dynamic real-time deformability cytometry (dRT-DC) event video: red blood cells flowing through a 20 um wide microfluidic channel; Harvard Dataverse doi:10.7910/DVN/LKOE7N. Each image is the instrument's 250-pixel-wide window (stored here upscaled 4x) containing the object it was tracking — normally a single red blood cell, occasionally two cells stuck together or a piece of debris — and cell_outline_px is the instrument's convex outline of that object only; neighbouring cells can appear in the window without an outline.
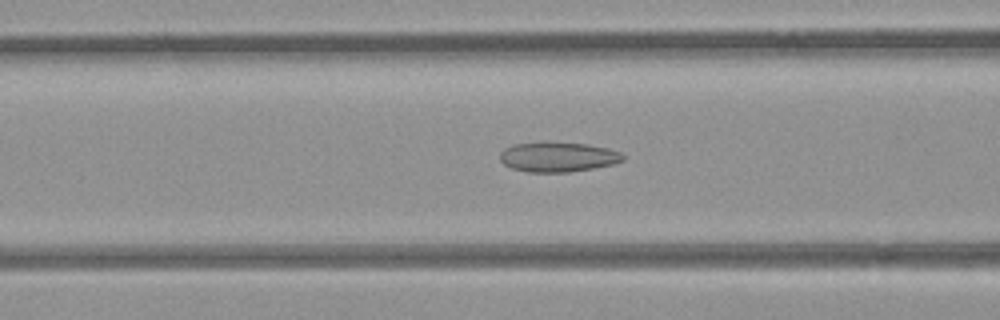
{"species": "common noctule bat (a hibernating species)", "species_latin": "Nyctalus noctula", "temperature_condition": "room temperature", "stored_images_in_passage": 54, "camera_frame_rate_fps": 3000, "um_per_image_px": 0.085, "animal": {"sex": "female", "body_mass_g": 21.9}, "frame": {"image": 1, "passage_image": 22, "time_ms": 7.0, "image_size_px": [1000, 320], "cell_outline_px": [[624, 160], [612, 164], [592, 168], [568, 172], [528, 172], [512, 168], [504, 164], [500, 160], [500, 152], [504, 148], [512, 144], [540, 140], [544, 140], [588, 144], [608, 148], [620, 152], [624, 156]], "centroid_in_image_um": [47.37, 13.3], "position_along_channel_um": 119.2, "area_um2": 21.91}}
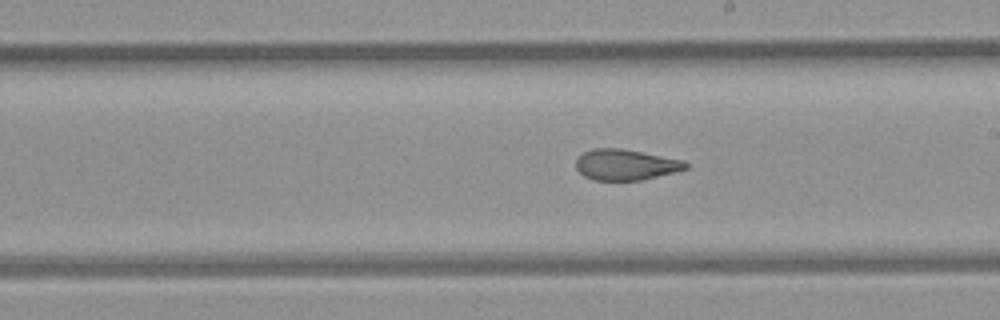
{"frame": {"image": 2, "passage_image": 31, "time_ms": 10.0, "image_size_px": [1000, 320], "cell_outline_px": [[688, 168], [640, 180], [592, 180], [584, 176], [576, 168], [576, 160], [584, 152], [592, 148], [620, 148], [684, 160], [688, 164]], "centroid_in_image_um": [53.15, 13.99], "position_along_channel_um": 235.9, "area_um2": 19.48}}
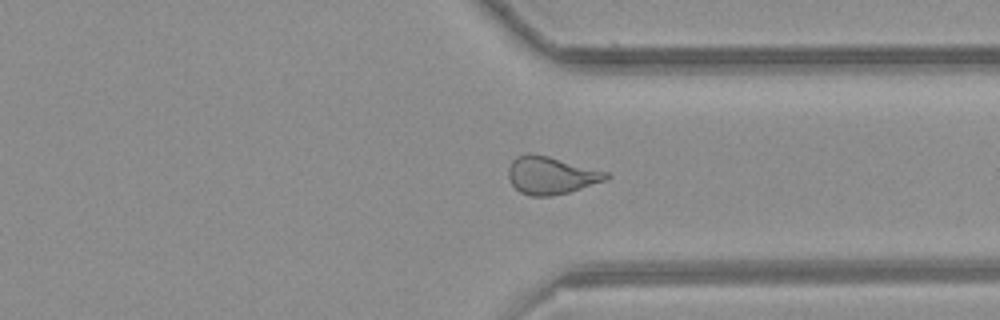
{"frame": {"image": 3, "passage_image": 41, "time_ms": 13.333, "image_size_px": [1000, 320], "cell_outline_px": [[608, 180], [568, 192], [548, 196], [528, 196], [520, 192], [512, 184], [508, 176], [508, 168], [512, 160], [516, 156], [528, 152], [548, 156], [608, 172]], "centroid_in_image_um": [46.81, 14.9], "position_along_channel_um": 364.6, "area_um2": 21.39}, "authors_computed_cell_mechanics": {"area_um2": 22.0218, "velocity_mm_per_s": 3.8748, "shape_relaxation_time_tau1_ms": null, "shape_relaxation_time_tau2_ms": 1.656, "deformation_change_tau1": null, "deformation_change_tau2": 0.095}}